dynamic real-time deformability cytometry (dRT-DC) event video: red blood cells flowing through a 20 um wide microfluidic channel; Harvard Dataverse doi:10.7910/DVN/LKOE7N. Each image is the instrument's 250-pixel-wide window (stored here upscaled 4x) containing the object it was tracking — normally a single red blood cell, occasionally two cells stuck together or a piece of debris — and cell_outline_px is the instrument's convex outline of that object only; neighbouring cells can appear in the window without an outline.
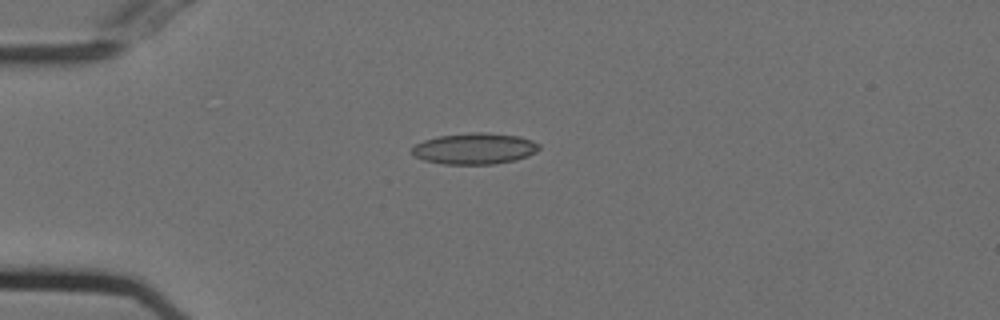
{"species": "Egyptian fruit bat (a non-hibernating species)", "species_latin": "Rousettus aegyptiacus", "temperature_condition": "cold", "stored_images_in_passage": 41, "camera_frame_rate_fps": 3000, "um_per_image_px": 0.085, "animal": {"sex": "female"}, "frame": {"image": 1, "passage_image": 1, "time_ms": 0.0, "image_size_px": [1000, 320], "cell_outline_px": [[540, 148], [536, 152], [528, 156], [516, 160], [492, 164], [444, 164], [424, 160], [416, 156], [412, 152], [412, 148], [416, 144], [424, 140], [436, 136], [472, 132], [484, 132], [520, 136], [532, 140], [540, 144]], "centroid_in_image_um": [40.37, 12.62], "position_along_channel_um": 44.6, "area_um2": 23.18}}
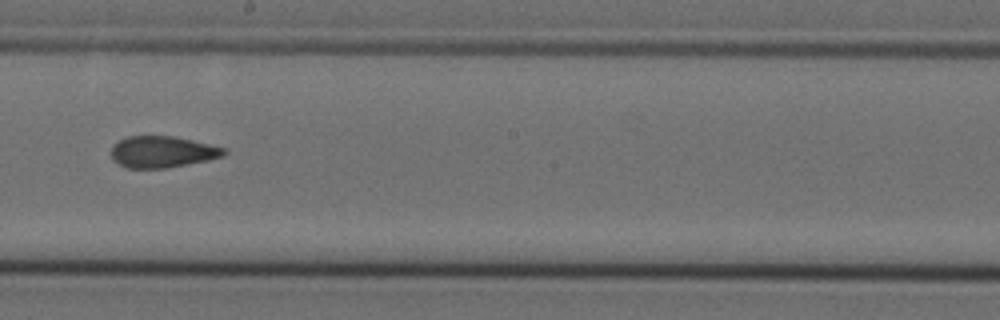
{"frame": {"image": 2, "passage_image": 18, "time_ms": 5.667, "image_size_px": [1000, 320], "cell_outline_px": [[228, 152], [224, 156], [208, 160], [164, 168], [128, 168], [112, 160], [112, 144], [128, 136], [172, 136], [192, 140], [224, 148]], "centroid_in_image_um": [13.79, 12.9], "position_along_channel_um": 234.4, "area_um2": 20.52}}
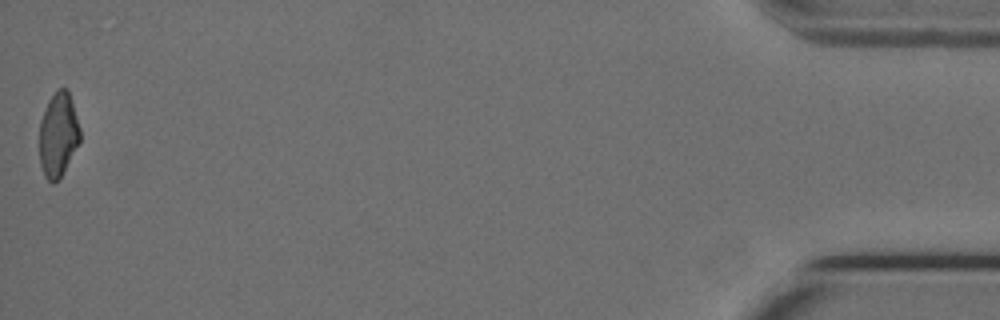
{"frame": {"image": 3, "passage_image": 41, "time_ms": 13.333, "image_size_px": [1000, 320], "cell_outline_px": [[80, 140], [60, 176], [52, 184], [44, 176], [40, 164], [40, 120], [48, 100], [60, 88], [68, 88], [80, 128]], "centroid_in_image_um": [4.94, 11.42], "position_along_channel_um": 430.3, "area_um2": 19.59}, "authors_computed_cell_mechanics": {"area_um2": 21.097, "velocity_mm_per_s": 3.742, "shape_relaxation_time_tau1_ms": null, "shape_relaxation_time_tau2_ms": 2.6673, "deformation_change_tau1": null, "deformation_change_tau2": 0.0919}}